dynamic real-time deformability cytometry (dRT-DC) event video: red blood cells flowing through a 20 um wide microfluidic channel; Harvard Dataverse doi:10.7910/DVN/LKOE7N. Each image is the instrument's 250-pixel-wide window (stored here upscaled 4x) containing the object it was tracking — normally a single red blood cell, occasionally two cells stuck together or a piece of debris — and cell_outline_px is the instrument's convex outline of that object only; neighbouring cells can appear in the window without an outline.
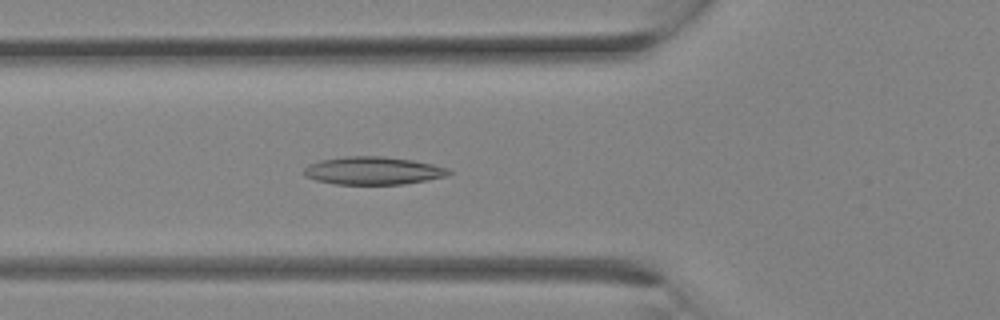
{"species": "Egyptian fruit bat (a non-hibernating species)", "species_latin": "Rousettus aegyptiacus", "temperature_condition": "room temperature", "stored_images_in_passage": 13, "camera_frame_rate_fps": 3000, "um_per_image_px": 0.085, "animal": {"sex": "female"}, "frame": {"image": 1, "passage_image": 11, "time_ms": 3.333, "image_size_px": [1000, 320], "cell_outline_px": [[452, 172], [448, 176], [404, 184], [336, 184], [316, 180], [304, 176], [304, 168], [308, 164], [320, 160], [344, 156], [384, 156], [412, 160], [432, 164], [448, 168]], "centroid_in_image_um": [31.7, 14.5], "position_along_channel_um": 94.1, "area_um2": 23.58}}
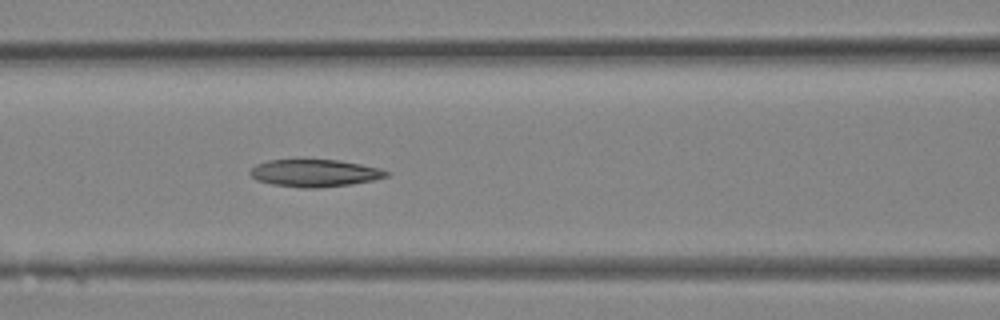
{"frame": {"image": 2, "passage_image": 13, "time_ms": 4.0, "image_size_px": [1000, 320], "cell_outline_px": [[392, 172], [388, 176], [372, 180], [352, 184], [316, 188], [300, 188], [272, 184], [256, 180], [248, 172], [256, 164], [268, 160], [296, 156], [340, 160], [380, 168]], "centroid_in_image_um": [26.71, 14.66], "position_along_channel_um": 139.9, "area_um2": 22.77}}